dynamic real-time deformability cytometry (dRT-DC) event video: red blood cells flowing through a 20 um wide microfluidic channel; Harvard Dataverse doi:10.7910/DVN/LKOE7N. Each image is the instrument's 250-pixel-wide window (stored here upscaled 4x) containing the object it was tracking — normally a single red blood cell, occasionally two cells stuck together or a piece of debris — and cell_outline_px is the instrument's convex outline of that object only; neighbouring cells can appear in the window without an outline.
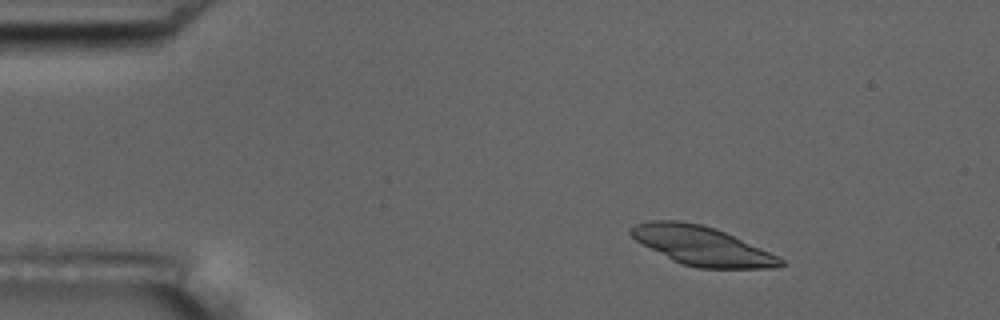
{"species": "common noctule bat (a hibernating species)", "species_latin": "Nyctalus noctula", "temperature_condition": "room temperature", "stored_images_in_passage": 9, "camera_frame_rate_fps": 3000, "um_per_image_px": 0.085, "animal": {"sex": "male", "body_mass_g": 17.5, "forearm_length_mm": 52.3}, "frame": {"image": 1, "passage_image": 1, "time_ms": 0.0, "image_size_px": [1000, 320], "cell_outline_px": [[784, 264], [776, 268], [696, 268], [672, 260], [636, 240], [628, 232], [628, 228], [632, 224], [648, 220], [680, 220], [700, 224], [724, 232], [780, 256], [784, 260]], "centroid_in_image_um": [59.64, 20.88], "position_along_channel_um": 25.4, "area_um2": 33.87}}